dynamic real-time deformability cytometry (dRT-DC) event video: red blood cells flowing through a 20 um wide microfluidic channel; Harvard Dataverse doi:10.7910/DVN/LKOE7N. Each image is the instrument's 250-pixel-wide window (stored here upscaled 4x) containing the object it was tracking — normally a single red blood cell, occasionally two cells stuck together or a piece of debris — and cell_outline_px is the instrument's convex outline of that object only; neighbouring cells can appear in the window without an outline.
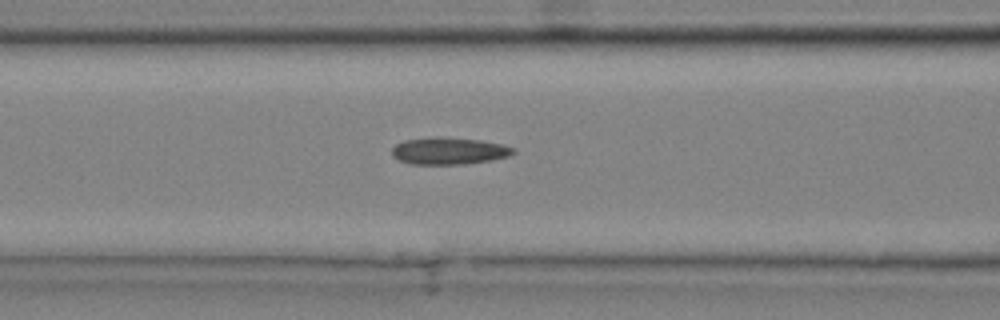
{"species": "common noctule bat (a hibernating species)", "species_latin": "Nyctalus noctula", "temperature_condition": "cold", "stored_images_in_passage": 43, "camera_frame_rate_fps": 3000, "um_per_image_px": 0.085, "animal": {"sex": "male", "body_mass_g": 20.4}, "frame": {"image": 1, "passage_image": 19, "time_ms": 6.0, "image_size_px": [1000, 320], "cell_outline_px": [[516, 152], [508, 156], [488, 160], [464, 164], [412, 164], [400, 160], [392, 156], [392, 148], [396, 144], [404, 140], [432, 136], [440, 136], [480, 140], [504, 144], [516, 148]], "centroid_in_image_um": [38.16, 12.81], "position_along_channel_um": 128.4, "area_um2": 19.25}}